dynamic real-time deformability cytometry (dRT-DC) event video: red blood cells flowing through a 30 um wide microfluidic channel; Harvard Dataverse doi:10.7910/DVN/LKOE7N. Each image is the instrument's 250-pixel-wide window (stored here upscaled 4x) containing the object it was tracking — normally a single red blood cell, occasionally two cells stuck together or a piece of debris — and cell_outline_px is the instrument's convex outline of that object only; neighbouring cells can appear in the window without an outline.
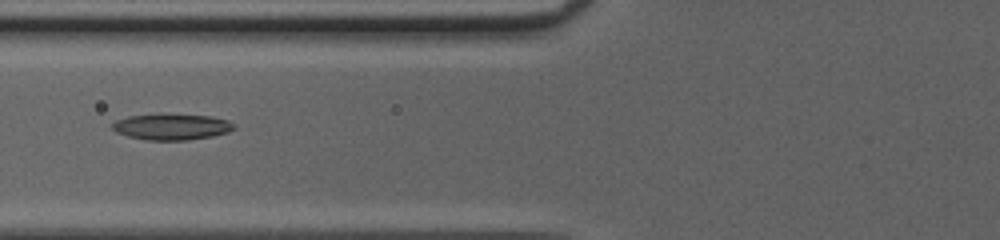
{"species": "common noctule bat (a hibernating species)", "species_latin": "Nyctalus noctula", "temperature_condition": "cold", "stored_images_in_passage": 52, "camera_frame_rate_fps": 3000, "um_per_image_px": 0.085, "animal": {"sex": "female", "body_mass_g": 20.0, "forearm_length_mm": 54.0}, "frame": {"image": 1, "passage_image": 23, "time_ms": 7.333, "image_size_px": [1000, 240], "cell_outline_px": [[236, 128], [228, 132], [212, 136], [188, 140], [148, 140], [128, 136], [116, 132], [112, 128], [112, 124], [116, 120], [128, 116], [160, 112], [212, 116], [228, 120], [236, 124]], "centroid_in_image_um": [14.61, 10.74], "position_along_channel_um": 111.2, "area_um2": 19.07}}
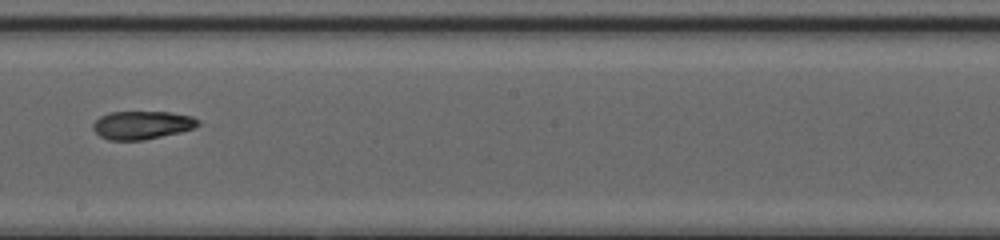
{"frame": {"image": 2, "passage_image": 32, "time_ms": 10.333, "image_size_px": [1000, 240], "cell_outline_px": [[200, 124], [192, 128], [180, 132], [144, 140], [108, 140], [100, 136], [92, 128], [92, 124], [100, 116], [108, 112], [168, 112], [192, 116], [200, 120]], "centroid_in_image_um": [12.05, 10.63], "position_along_channel_um": 236.1, "area_um2": 17.28}}
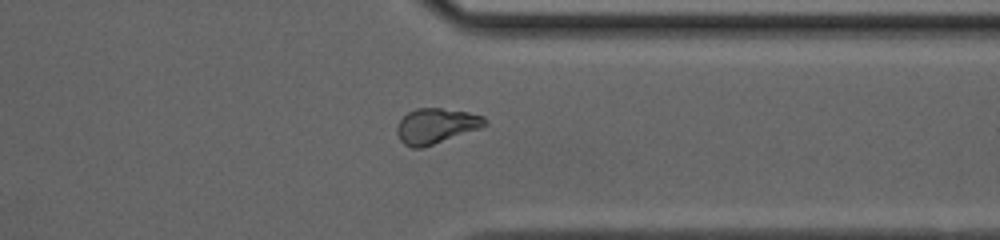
{"frame": {"image": 3, "passage_image": 42, "time_ms": 13.667, "image_size_px": [1000, 240], "cell_outline_px": [[488, 124], [480, 128], [420, 148], [412, 148], [404, 144], [400, 140], [396, 132], [396, 128], [400, 120], [408, 112], [416, 108], [440, 108], [468, 112], [484, 116], [488, 120]], "centroid_in_image_um": [37.06, 10.69], "position_along_channel_um": 374.3, "area_um2": 17.92}, "authors_computed_cell_mechanics": {"area_um2": 18.3226, "velocity_mm_per_s": 4.155, "shape_relaxation_time_tau1_ms": 6.841, "shape_relaxation_time_tau2_ms": 7.3768, "deformation_change_tau1": 0.1758, "deformation_change_tau2": 0.1468}}